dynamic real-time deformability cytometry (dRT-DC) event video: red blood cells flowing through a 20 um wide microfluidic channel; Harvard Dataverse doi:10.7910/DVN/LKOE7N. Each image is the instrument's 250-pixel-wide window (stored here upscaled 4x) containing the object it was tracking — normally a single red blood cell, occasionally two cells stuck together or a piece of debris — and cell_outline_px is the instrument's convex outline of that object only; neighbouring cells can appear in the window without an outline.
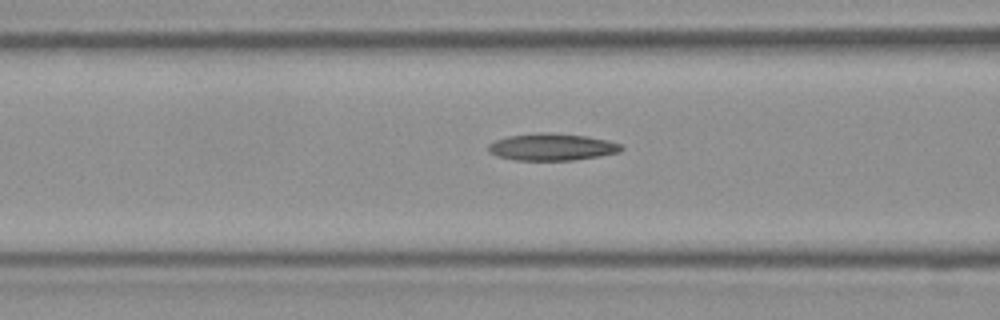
{"species": "Egyptian fruit bat (a non-hibernating species)", "species_latin": "Rousettus aegyptiacus", "temperature_condition": "room temperature", "stored_images_in_passage": 14, "camera_frame_rate_fps": 3000, "um_per_image_px": 0.085, "frame": {"image": 1, "passage_image": 7, "time_ms": 2.0, "image_size_px": [1000, 320], "cell_outline_px": [[624, 148], [620, 152], [600, 156], [572, 160], [516, 160], [496, 156], [488, 152], [488, 144], [496, 140], [508, 136], [540, 132], [552, 132], [588, 136], [608, 140], [620, 144]], "centroid_in_image_um": [46.92, 12.49], "position_along_channel_um": 119.7, "area_um2": 21.1}}
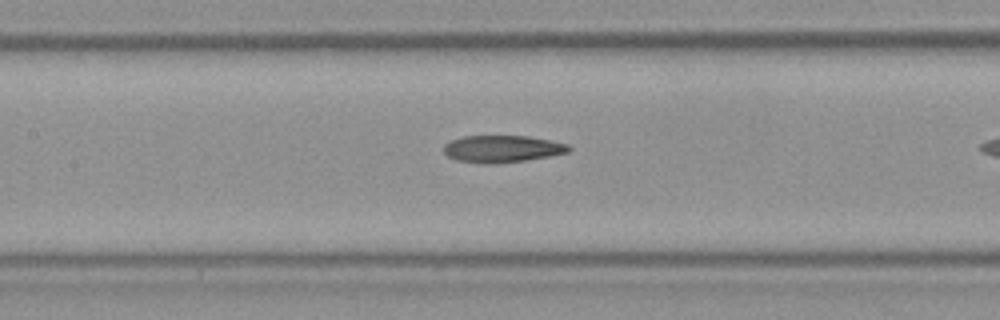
{"frame": {"image": 2, "passage_image": 10, "time_ms": 3.0, "image_size_px": [1000, 320], "cell_outline_px": [[572, 148], [568, 152], [548, 156], [524, 160], [496, 164], [484, 164], [456, 160], [448, 156], [444, 152], [444, 144], [452, 140], [464, 136], [528, 136], [568, 144]], "centroid_in_image_um": [42.67, 12.65], "position_along_channel_um": 164.7, "area_um2": 19.59}}